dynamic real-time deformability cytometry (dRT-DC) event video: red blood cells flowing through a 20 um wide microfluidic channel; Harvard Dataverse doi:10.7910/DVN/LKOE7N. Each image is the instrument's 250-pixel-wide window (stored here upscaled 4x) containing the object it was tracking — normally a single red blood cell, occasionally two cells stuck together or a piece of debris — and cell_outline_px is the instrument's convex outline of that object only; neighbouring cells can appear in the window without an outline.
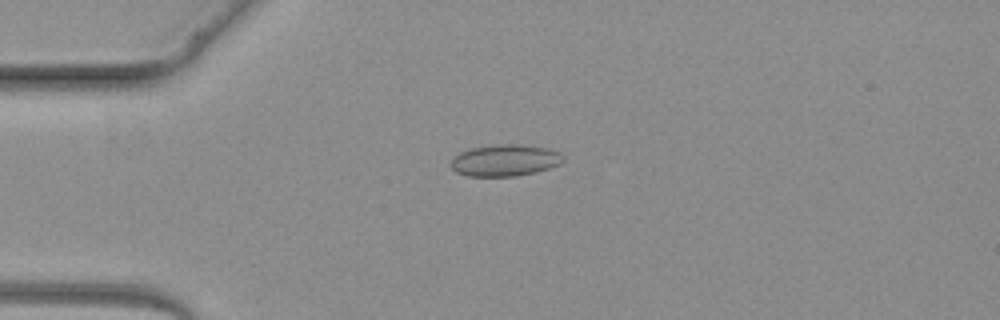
{"species": "common noctule bat (a hibernating species)", "species_latin": "Nyctalus noctula", "temperature_condition": "warm", "stored_images_in_passage": 4, "camera_frame_rate_fps": 3000, "um_per_image_px": 0.085, "animal": {"sex": "female", "body_mass_g": 19.3, "forearm_length_mm": 54.1}, "frame": {"image": 1, "passage_image": 3, "time_ms": 2.333, "image_size_px": [1000, 320], "cell_outline_px": [[564, 160], [560, 164], [536, 172], [516, 176], [468, 176], [456, 172], [452, 168], [452, 160], [460, 152], [472, 148], [500, 144], [516, 144], [548, 148], [560, 152], [564, 156]], "centroid_in_image_um": [42.96, 13.63], "position_along_channel_um": 42.0, "area_um2": 20.58}}